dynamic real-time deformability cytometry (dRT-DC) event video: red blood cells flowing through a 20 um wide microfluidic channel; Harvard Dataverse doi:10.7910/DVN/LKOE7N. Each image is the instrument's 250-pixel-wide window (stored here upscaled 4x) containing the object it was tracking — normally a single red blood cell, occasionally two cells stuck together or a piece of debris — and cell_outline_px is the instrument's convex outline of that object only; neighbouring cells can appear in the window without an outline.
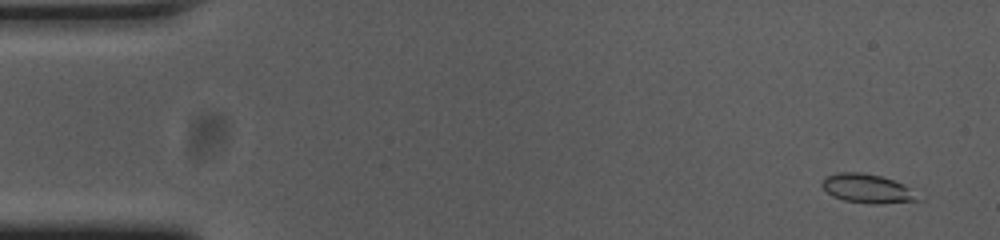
{"species": "common noctule bat (a hibernating species)", "species_latin": "Nyctalus noctula", "temperature_condition": "cold", "stored_images_in_passage": 55, "camera_frame_rate_fps": 3000, "um_per_image_px": 0.085, "animal": {"sex": "female", "body_mass_g": 23.0, "forearm_length_mm": 53.4}, "frame": {"image": 1, "passage_image": 3, "time_ms": 0.667, "image_size_px": [1000, 240], "cell_outline_px": [[924, 200], [880, 204], [872, 204], [844, 200], [832, 196], [820, 184], [820, 180], [824, 176], [840, 172], [860, 172], [880, 176], [924, 188]], "centroid_in_image_um": [73.96, 16.03], "position_along_channel_um": 11.0, "area_um2": 17.4}}
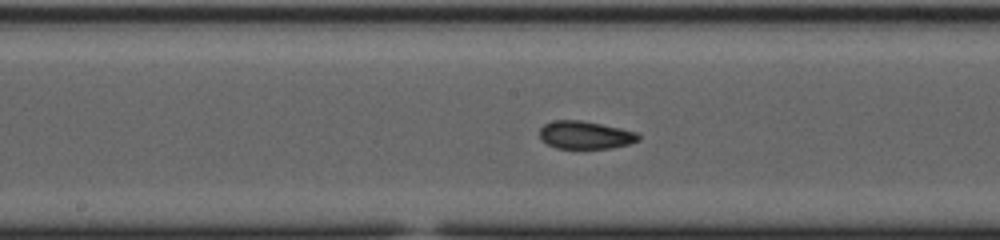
{"frame": {"image": 2, "passage_image": 28, "time_ms": 9.0, "image_size_px": [1000, 240], "cell_outline_px": [[640, 140], [628, 144], [612, 148], [556, 148], [548, 144], [540, 136], [540, 128], [544, 124], [552, 120], [580, 120], [620, 128], [636, 132], [640, 136]], "centroid_in_image_um": [49.75, 11.47], "position_along_channel_um": 198.4, "area_um2": 15.9}}
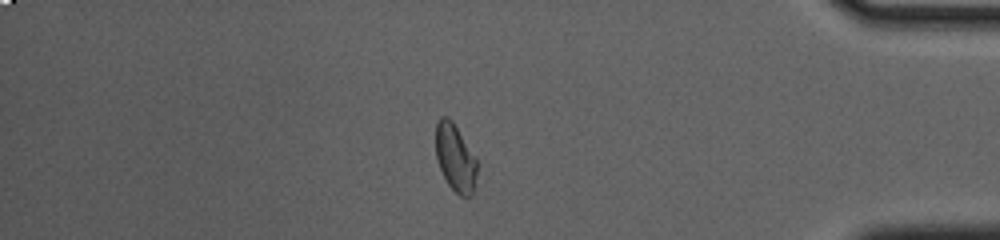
{"frame": {"image": 3, "passage_image": 47, "time_ms": 15.333, "image_size_px": [1000, 240], "cell_outline_px": [[476, 172], [472, 196], [460, 196], [448, 184], [440, 168], [436, 156], [436, 124], [440, 116], [448, 116], [452, 120], [476, 160]], "centroid_in_image_um": [38.67, 13.4], "position_along_channel_um": 396.5, "area_um2": 15.78}, "authors_computed_cell_mechanics": {"area_um2": 16.0684, "velocity_mm_per_s": 3.6856, "shape_relaxation_time_tau1_ms": 6.8425, "shape_relaxation_time_tau2_ms": 1.1026, "deformation_change_tau1": 0.1532, "deformation_change_tau2": 0.0552}}